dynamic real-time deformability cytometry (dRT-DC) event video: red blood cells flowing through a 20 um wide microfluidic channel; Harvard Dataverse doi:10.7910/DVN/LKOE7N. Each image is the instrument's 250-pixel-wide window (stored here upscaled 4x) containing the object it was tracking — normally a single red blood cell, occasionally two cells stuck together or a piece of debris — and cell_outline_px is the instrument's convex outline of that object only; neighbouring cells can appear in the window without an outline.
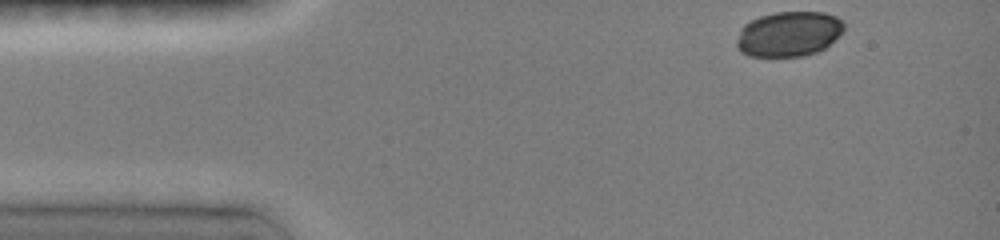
{"species": "common noctule bat (a hibernating species)", "species_latin": "Nyctalus noctula", "temperature_condition": "room temperature", "stored_images_in_passage": 24, "camera_frame_rate_fps": 3000, "um_per_image_px": 0.085, "animal": {"sex": "female", "body_mass_g": 19.0, "forearm_length_mm": 51.5}, "frame": {"image": 1, "passage_image": 1, "time_ms": 0.0, "image_size_px": [1000, 240], "cell_outline_px": [[844, 28], [824, 48], [816, 52], [804, 56], [748, 56], [740, 52], [736, 44], [736, 40], [740, 28], [744, 24], [760, 16], [776, 12], [824, 12], [836, 16], [844, 24]], "centroid_in_image_um": [66.99, 2.88], "position_along_channel_um": 18.0, "area_um2": 28.03}}
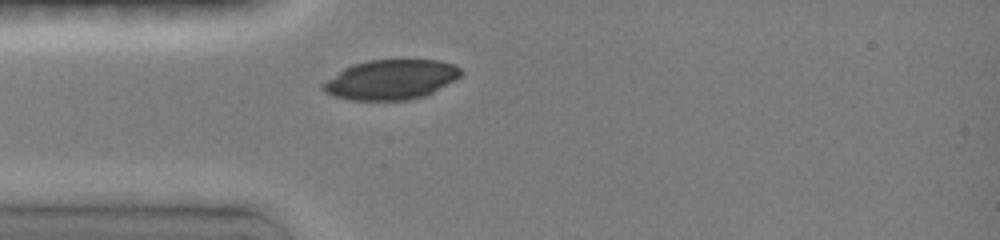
{"frame": {"image": 2, "passage_image": 8, "time_ms": 2.667, "image_size_px": [1000, 240], "cell_outline_px": [[464, 72], [460, 76], [432, 92], [424, 96], [408, 100], [348, 100], [332, 96], [324, 92], [320, 88], [320, 84], [344, 68], [352, 64], [368, 60], [440, 60], [456, 64]], "centroid_in_image_um": [33.19, 6.76], "position_along_channel_um": 51.8, "area_um2": 32.14}}
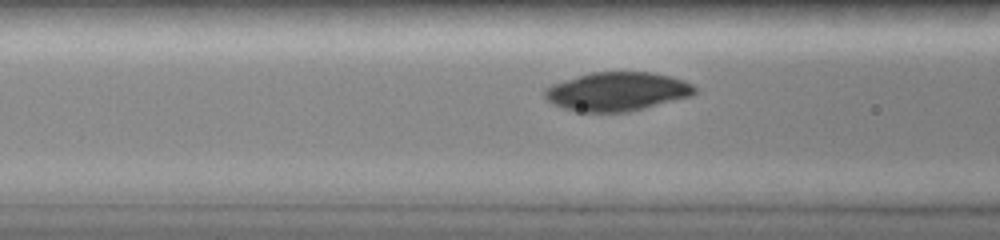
{"frame": {"image": 3, "passage_image": 12, "time_ms": 4.333, "image_size_px": [1000, 240], "cell_outline_px": [[696, 92], [692, 96], [628, 112], [576, 112], [552, 104], [544, 96], [544, 88], [552, 84], [564, 80], [592, 72], [652, 72], [684, 80], [692, 84], [696, 88]], "centroid_in_image_um": [52.44, 7.78], "position_along_channel_um": 114.2, "area_um2": 33.93}}